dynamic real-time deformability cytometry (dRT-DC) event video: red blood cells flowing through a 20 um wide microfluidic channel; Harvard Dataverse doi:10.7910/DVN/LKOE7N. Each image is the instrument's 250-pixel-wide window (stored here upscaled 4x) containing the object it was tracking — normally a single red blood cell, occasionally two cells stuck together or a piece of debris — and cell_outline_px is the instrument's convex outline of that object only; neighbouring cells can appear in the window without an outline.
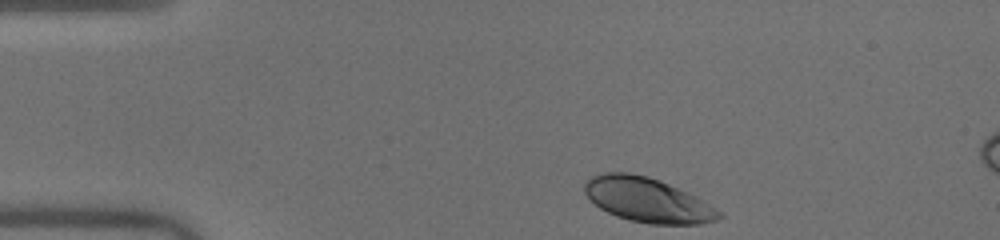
{"species": "human", "species_latin": "Homo sapiens", "temperature_condition": "warm", "stored_images_in_passage": 8, "camera_frame_rate_fps": 3000, "um_per_image_px": 0.085, "donor": {"sex": "male"}, "frame": {"image": 1, "passage_image": 1, "time_ms": 0.0, "image_size_px": [1000, 240], "cell_outline_px": [[724, 216], [716, 220], [700, 224], [652, 224], [628, 220], [616, 216], [600, 208], [584, 192], [584, 184], [592, 176], [604, 172], [628, 172], [648, 176], [668, 184], [700, 200], [720, 212]], "centroid_in_image_um": [54.98, 17.0], "position_along_channel_um": 30.0, "area_um2": 34.16}}